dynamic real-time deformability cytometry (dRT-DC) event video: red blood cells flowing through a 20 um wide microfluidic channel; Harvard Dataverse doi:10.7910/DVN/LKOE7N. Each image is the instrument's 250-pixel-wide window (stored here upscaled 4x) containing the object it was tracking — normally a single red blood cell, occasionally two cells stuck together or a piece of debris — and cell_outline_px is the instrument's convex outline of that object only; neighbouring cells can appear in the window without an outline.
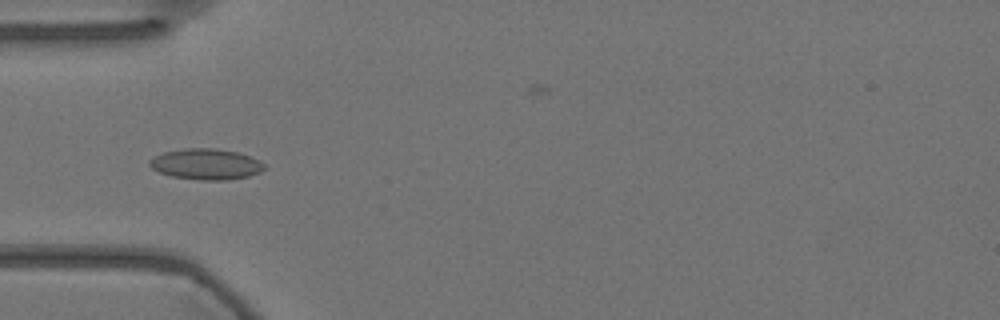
{"species": "Egyptian fruit bat (a non-hibernating species)", "species_latin": "Rousettus aegyptiacus", "temperature_condition": "warm", "stored_images_in_passage": 36, "camera_frame_rate_fps": 3000, "um_per_image_px": 0.085, "animal": {"sex": "female"}, "frame": {"image": 1, "passage_image": 5, "time_ms": 1.333, "image_size_px": [1000, 320], "cell_outline_px": [[264, 168], [260, 172], [248, 176], [228, 180], [200, 180], [172, 176], [160, 172], [152, 168], [148, 164], [148, 160], [164, 152], [184, 148], [216, 148], [236, 152], [248, 156], [264, 164]], "centroid_in_image_um": [17.48, 13.95], "position_along_channel_um": 67.5, "area_um2": 20.4}}
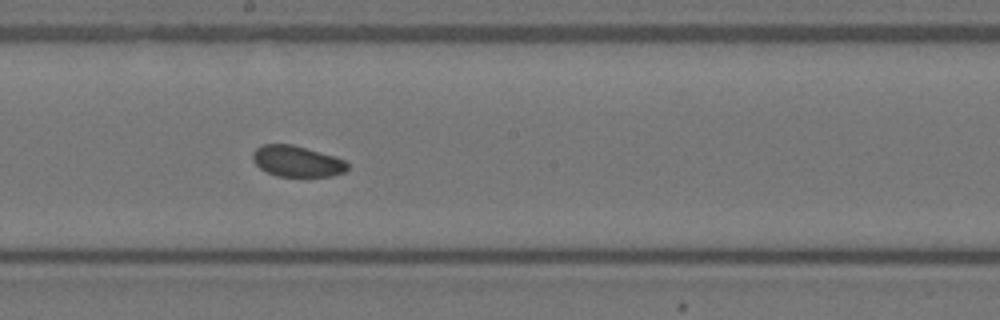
{"frame": {"image": 2, "passage_image": 18, "time_ms": 5.667, "image_size_px": [1000, 320], "cell_outline_px": [[348, 168], [344, 172], [332, 176], [276, 176], [260, 168], [252, 160], [252, 152], [260, 144], [292, 144], [336, 156], [344, 160], [348, 164]], "centroid_in_image_um": [25.23, 13.69], "position_along_channel_um": 223.0, "area_um2": 17.22}}
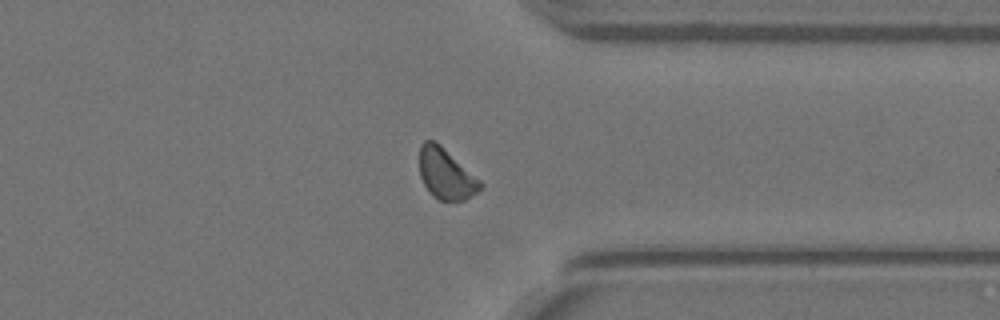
{"frame": {"image": 3, "passage_image": 31, "time_ms": 10.0, "image_size_px": [1000, 320], "cell_outline_px": [[484, 188], [464, 200], [440, 200], [432, 196], [428, 192], [420, 176], [420, 144], [424, 140], [436, 140], [480, 180], [484, 184]], "centroid_in_image_um": [37.91, 14.77], "position_along_channel_um": 373.5, "area_um2": 18.03}, "authors_computed_cell_mechanics": {"area_um2": 18.0336, "velocity_mm_per_s": 3.5661, "shape_relaxation_time_tau1_ms": 3.3455, "shape_relaxation_time_tau2_ms": null, "deformation_change_tau1": 0.0939, "deformation_change_tau2": null}}